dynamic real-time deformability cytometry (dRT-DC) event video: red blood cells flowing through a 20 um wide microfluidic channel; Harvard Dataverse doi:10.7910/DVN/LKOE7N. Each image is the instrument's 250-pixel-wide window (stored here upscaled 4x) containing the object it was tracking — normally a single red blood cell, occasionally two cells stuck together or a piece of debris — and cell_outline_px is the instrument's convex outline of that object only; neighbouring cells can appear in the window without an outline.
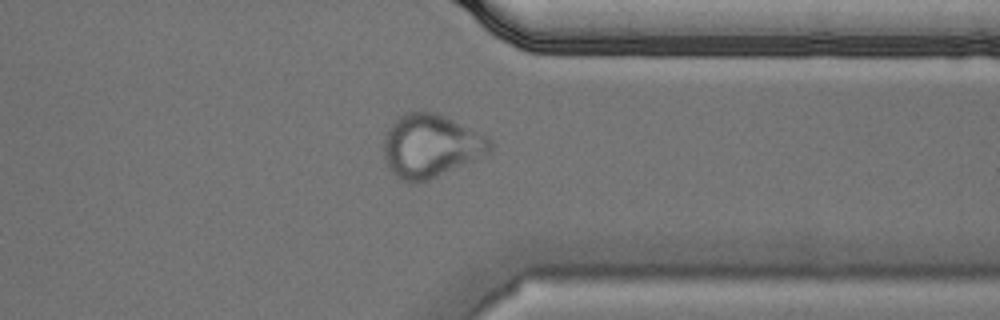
{"species": "Egyptian fruit bat (a non-hibernating species)", "species_latin": "Rousettus aegyptiacus", "temperature_condition": "cold", "stored_images_in_passage": 42, "camera_frame_rate_fps": 3000, "um_per_image_px": 0.085, "animal": {"sex": "male"}, "frame": {"image": 1, "passage_image": 30, "time_ms": 9.667, "image_size_px": [1000, 320], "cell_outline_px": [[492, 152], [420, 184], [408, 184], [400, 180], [388, 168], [384, 160], [384, 140], [388, 128], [404, 112], [432, 112], [444, 116], [488, 136], [492, 140]], "centroid_in_image_um": [36.61, 12.44], "position_along_channel_um": 374.8, "area_um2": 39.36}}